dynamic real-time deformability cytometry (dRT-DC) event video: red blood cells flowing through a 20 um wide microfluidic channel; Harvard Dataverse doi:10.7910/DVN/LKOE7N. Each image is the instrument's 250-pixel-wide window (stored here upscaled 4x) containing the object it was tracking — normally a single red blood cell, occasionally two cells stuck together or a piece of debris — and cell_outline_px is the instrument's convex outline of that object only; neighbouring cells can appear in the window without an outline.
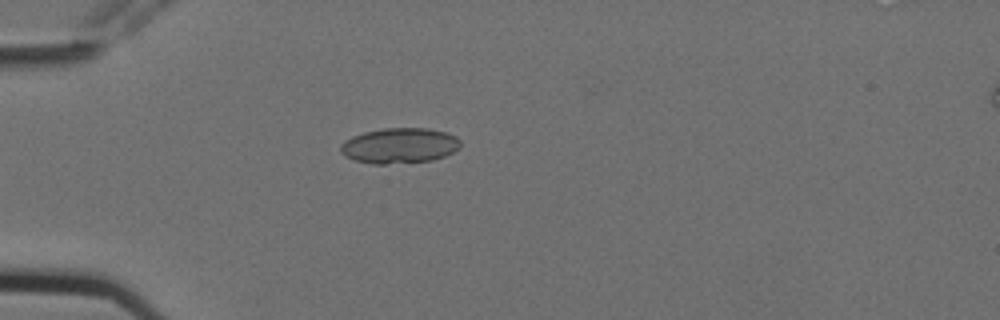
{"species": "Egyptian fruit bat (a non-hibernating species)", "species_latin": "Rousettus aegyptiacus", "temperature_condition": "cold", "stored_images_in_passage": 6, "camera_frame_rate_fps": 3000, "um_per_image_px": 0.085, "animal": {"sex": "female"}, "frame": {"image": 1, "passage_image": 5, "time_ms": 1.333, "image_size_px": [1000, 320], "cell_outline_px": [[460, 148], [444, 156], [432, 160], [384, 164], [372, 164], [356, 160], [344, 156], [340, 152], [340, 144], [344, 140], [352, 136], [364, 132], [384, 128], [428, 128], [448, 132], [456, 136], [460, 140]], "centroid_in_image_um": [33.95, 12.37], "position_along_channel_um": 51.1, "area_um2": 24.85}}